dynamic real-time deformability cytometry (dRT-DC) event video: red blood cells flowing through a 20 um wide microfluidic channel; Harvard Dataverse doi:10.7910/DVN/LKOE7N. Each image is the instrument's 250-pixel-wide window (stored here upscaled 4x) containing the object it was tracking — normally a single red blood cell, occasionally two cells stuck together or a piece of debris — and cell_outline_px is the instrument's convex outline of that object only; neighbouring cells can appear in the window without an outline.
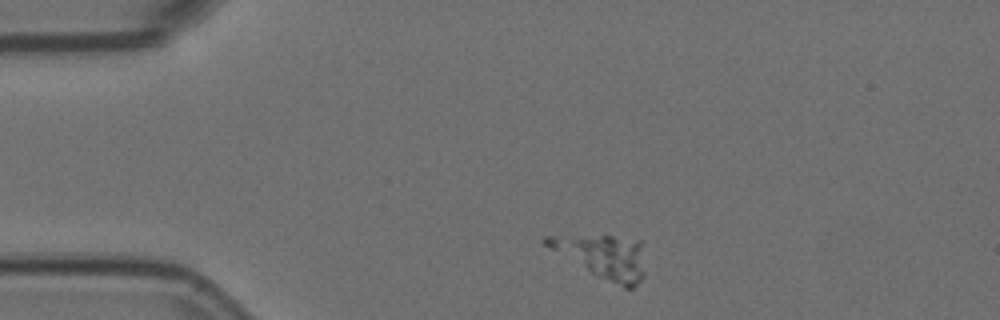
{"species": "Egyptian fruit bat (a non-hibernating species)", "species_latin": "Rousettus aegyptiacus", "temperature_condition": "room temperature", "stored_images_in_passage": 3, "camera_frame_rate_fps": 3000, "um_per_image_px": 0.085, "animal": {"sex": "female"}, "frame": {"image": 1, "passage_image": 2, "time_ms": 0.333, "image_size_px": [1000, 320], "cell_outline_px": [[644, 276], [632, 288], [624, 288], [592, 272], [584, 264], [572, 244], [572, 240], [600, 236], [612, 236], [640, 240], [644, 272]], "centroid_in_image_um": [52.07, 21.98], "position_along_channel_um": 32.9, "area_um2": 19.19}}